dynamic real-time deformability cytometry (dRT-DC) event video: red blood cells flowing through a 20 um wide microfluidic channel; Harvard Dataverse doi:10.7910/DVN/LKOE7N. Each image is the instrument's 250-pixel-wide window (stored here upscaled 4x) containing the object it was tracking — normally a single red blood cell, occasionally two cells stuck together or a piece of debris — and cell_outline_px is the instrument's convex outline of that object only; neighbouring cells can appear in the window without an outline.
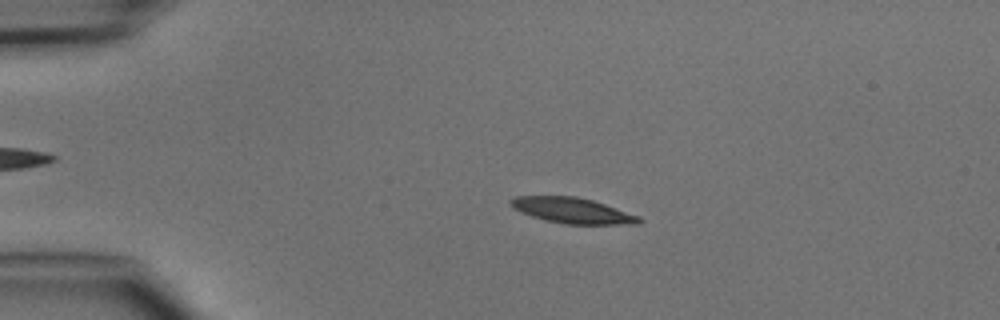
{"species": "common noctule bat (a hibernating species)", "species_latin": "Nyctalus noctula", "temperature_condition": "cold", "stored_images_in_passage": 47, "camera_frame_rate_fps": 3000, "um_per_image_px": 0.085, "animal": {"sex": "male", "body_mass_g": 15.6}, "frame": {"image": 1, "passage_image": 10, "time_ms": 3.0, "image_size_px": [1000, 320], "cell_outline_px": [[644, 220], [640, 224], [564, 224], [544, 220], [532, 216], [512, 208], [508, 200], [516, 196], [576, 196], [592, 200], [640, 216]], "centroid_in_image_um": [48.66, 17.89], "position_along_channel_um": 36.3, "area_um2": 19.19}}
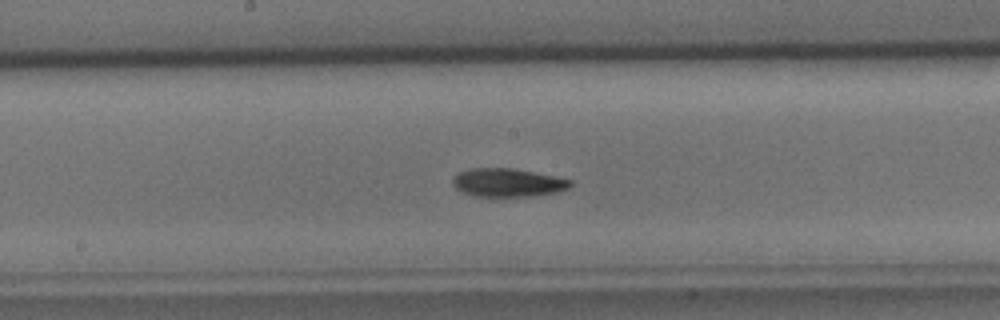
{"frame": {"image": 2, "passage_image": 25, "time_ms": 8.0, "image_size_px": [1000, 320], "cell_outline_px": [[572, 184], [568, 188], [556, 192], [528, 196], [472, 196], [456, 188], [452, 184], [452, 180], [456, 172], [468, 168], [512, 168], [572, 180]], "centroid_in_image_um": [43.09, 15.51], "position_along_channel_um": 205.1, "area_um2": 19.31}}
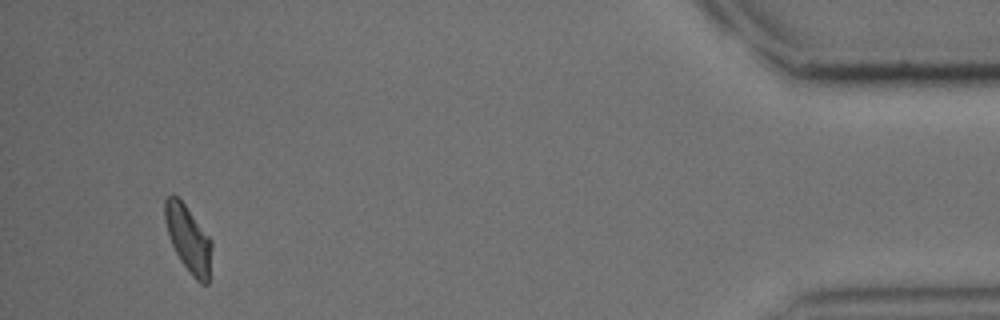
{"frame": {"image": 3, "passage_image": 45, "time_ms": 14.667, "image_size_px": [1000, 320], "cell_outline_px": [[212, 248], [208, 284], [200, 284], [192, 276], [180, 260], [172, 244], [164, 220], [164, 200], [172, 192], [184, 204], [212, 240]], "centroid_in_image_um": [16.01, 20.31], "position_along_channel_um": 419.2, "area_um2": 18.09}}